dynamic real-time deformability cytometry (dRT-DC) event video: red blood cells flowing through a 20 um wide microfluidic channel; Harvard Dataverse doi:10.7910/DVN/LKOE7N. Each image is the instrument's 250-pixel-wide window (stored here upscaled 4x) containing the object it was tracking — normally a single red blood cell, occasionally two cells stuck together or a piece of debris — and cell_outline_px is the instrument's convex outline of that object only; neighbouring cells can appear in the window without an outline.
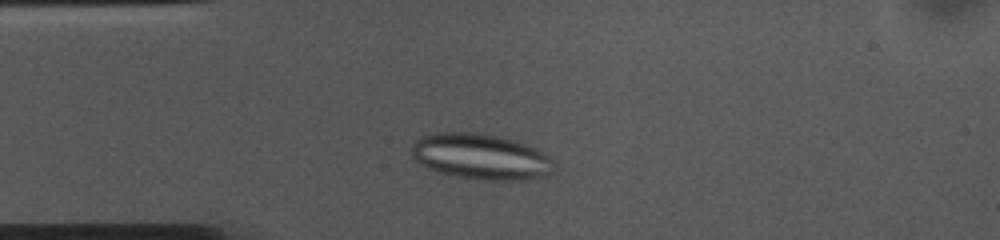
{"species": "common noctule bat (a hibernating species)", "species_latin": "Nyctalus noctula", "temperature_condition": "cold", "stored_images_in_passage": 39, "camera_frame_rate_fps": 3000, "um_per_image_px": 0.085, "animal": {"sex": "female", "body_mass_g": 10.0, "forearm_length_mm": 53.1}, "frame": {"image": 1, "passage_image": 7, "time_ms": 2.0, "image_size_px": [1000, 240], "cell_outline_px": [[556, 168], [552, 172], [540, 176], [524, 180], [484, 180], [460, 176], [440, 172], [428, 168], [420, 164], [412, 156], [412, 144], [420, 136], [436, 132], [480, 132], [500, 136], [516, 140], [536, 148], [548, 156], [552, 160]], "centroid_in_image_um": [40.87, 13.29], "position_along_channel_um": 44.1, "area_um2": 38.03}}
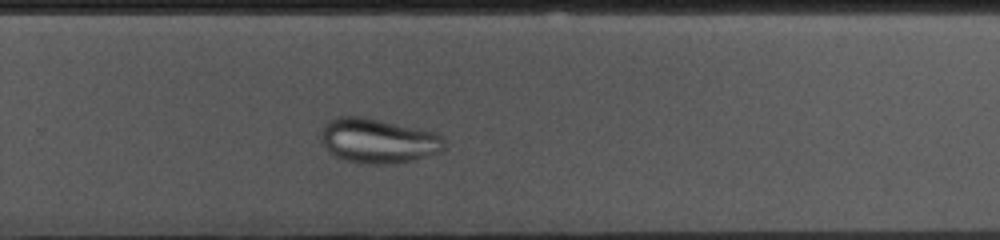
{"frame": {"image": 2, "passage_image": 29, "time_ms": 9.333, "image_size_px": [1000, 240], "cell_outline_px": [[444, 148], [440, 152], [412, 160], [396, 164], [368, 164], [344, 160], [336, 156], [324, 144], [320, 132], [324, 124], [328, 120], [336, 116], [364, 116], [420, 128], [436, 132], [444, 140]], "centroid_in_image_um": [32.15, 11.95], "position_along_channel_um": 297.7, "area_um2": 32.25}}
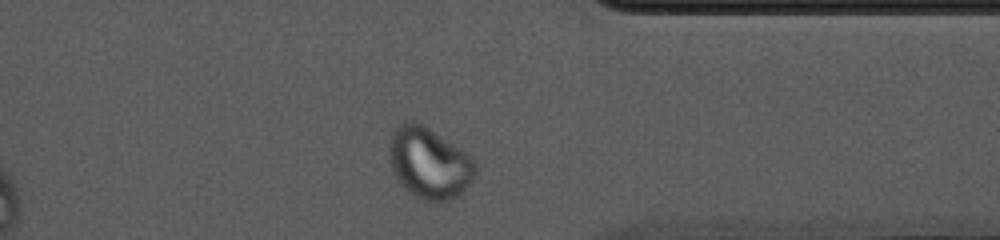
{"frame": {"image": 3, "passage_image": 36, "time_ms": 11.667, "image_size_px": [1000, 240], "cell_outline_px": [[476, 172], [472, 180], [456, 196], [440, 204], [432, 204], [412, 196], [400, 184], [392, 172], [388, 156], [388, 144], [392, 128], [400, 120], [416, 120], [424, 124], [468, 152], [476, 160]], "centroid_in_image_um": [36.43, 13.82], "position_along_channel_um": 375.0, "area_um2": 37.22}}